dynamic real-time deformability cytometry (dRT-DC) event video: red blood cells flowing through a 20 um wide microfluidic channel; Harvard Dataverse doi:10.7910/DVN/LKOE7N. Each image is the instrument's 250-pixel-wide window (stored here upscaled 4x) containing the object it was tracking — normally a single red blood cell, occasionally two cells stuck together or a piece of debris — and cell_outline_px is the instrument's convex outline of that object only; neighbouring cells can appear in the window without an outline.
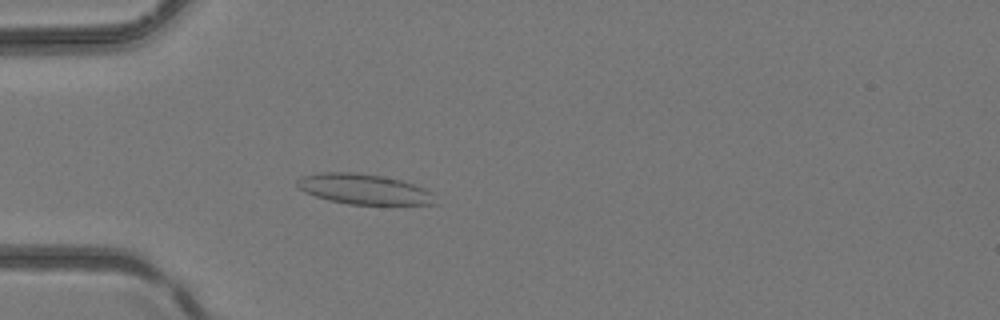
{"species": "common noctule bat (a hibernating species)", "species_latin": "Nyctalus noctula", "temperature_condition": "room temperature", "stored_images_in_passage": 42, "camera_frame_rate_fps": 3000, "um_per_image_px": 0.085, "animal": {"sex": "female", "body_mass_g": 24.6, "forearm_length_mm": 56.2}, "frame": {"image": 1, "passage_image": 12, "time_ms": 3.667, "image_size_px": [1000, 320], "cell_outline_px": [[440, 204], [348, 204], [328, 200], [304, 192], [296, 184], [296, 180], [304, 176], [320, 172], [356, 172], [380, 176], [400, 180], [424, 188], [432, 192]], "centroid_in_image_um": [30.94, 16.08], "position_along_channel_um": 54.1, "area_um2": 24.28}}
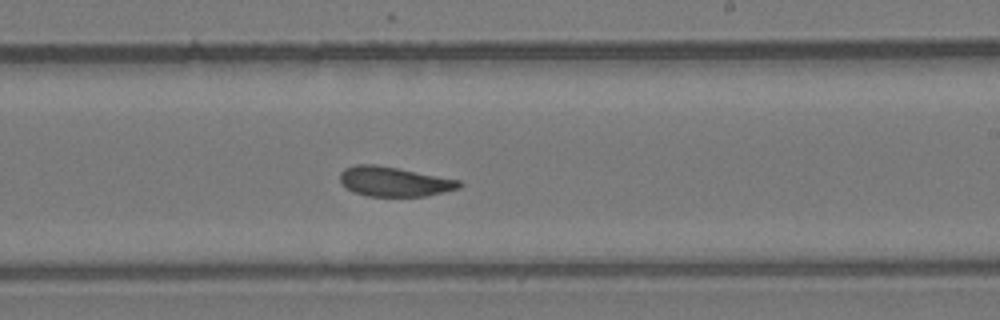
{"frame": {"image": 2, "passage_image": 25, "time_ms": 8.0, "image_size_px": [1000, 320], "cell_outline_px": [[464, 184], [460, 188], [444, 192], [424, 196], [368, 196], [352, 192], [340, 180], [340, 172], [344, 168], [356, 164], [376, 164], [460, 180]], "centroid_in_image_um": [33.51, 15.43], "position_along_channel_um": 255.5, "area_um2": 20.58}}
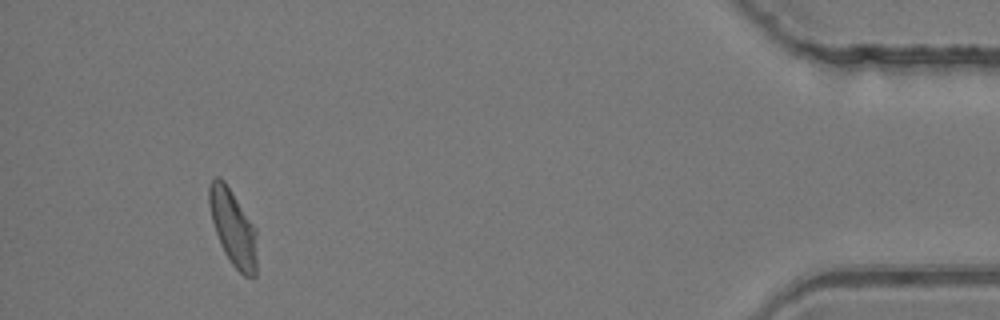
{"frame": {"image": 3, "passage_image": 39, "time_ms": 12.667, "image_size_px": [1000, 320], "cell_outline_px": [[256, 276], [244, 276], [232, 264], [224, 252], [220, 244], [212, 220], [208, 200], [208, 188], [212, 180], [216, 176], [220, 176], [224, 180], [256, 228]], "centroid_in_image_um": [19.8, 19.33], "position_along_channel_um": 415.4, "area_um2": 21.04}}